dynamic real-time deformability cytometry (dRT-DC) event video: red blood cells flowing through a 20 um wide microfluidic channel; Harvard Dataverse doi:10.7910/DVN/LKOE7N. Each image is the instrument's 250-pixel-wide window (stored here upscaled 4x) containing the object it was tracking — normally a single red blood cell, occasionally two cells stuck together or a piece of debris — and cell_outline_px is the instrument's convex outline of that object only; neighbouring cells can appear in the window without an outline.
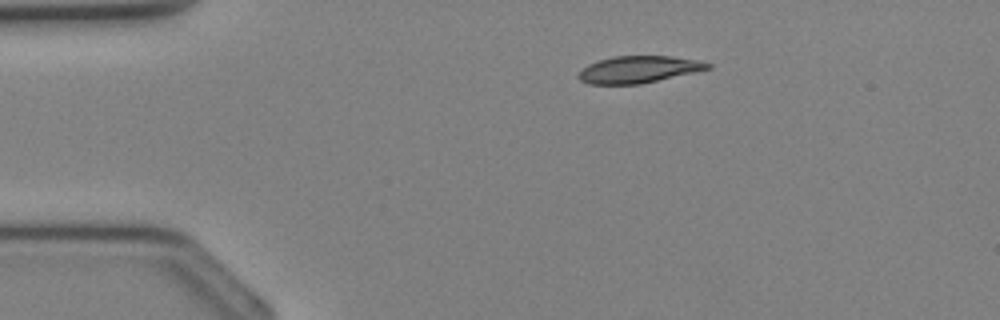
{"species": "Egyptian fruit bat (a non-hibernating species)", "species_latin": "Rousettus aegyptiacus", "temperature_condition": "cold", "stored_images_in_passage": 30, "camera_frame_rate_fps": 3000, "um_per_image_px": 0.085, "animal": {"sex": "female"}, "frame": {"image": 1, "passage_image": 1, "time_ms": 0.0, "image_size_px": [1000, 320], "cell_outline_px": [[712, 68], [696, 72], [640, 84], [588, 84], [580, 80], [576, 76], [588, 64], [612, 56], [672, 56], [700, 60], [712, 64]], "centroid_in_image_um": [54.31, 5.9], "position_along_channel_um": 30.7, "area_um2": 20.35}}
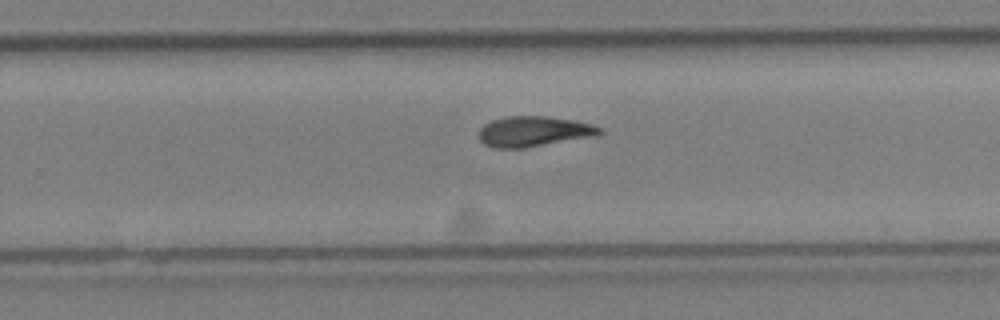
{"frame": {"image": 2, "passage_image": 17, "time_ms": 5.333, "image_size_px": [1000, 320], "cell_outline_px": [[604, 132], [600, 136], [524, 148], [492, 148], [484, 144], [480, 140], [480, 128], [484, 124], [492, 120], [508, 116], [544, 116], [572, 120], [592, 124], [600, 128]], "centroid_in_image_um": [45.41, 11.18], "position_along_channel_um": 284.4, "area_um2": 21.56}}
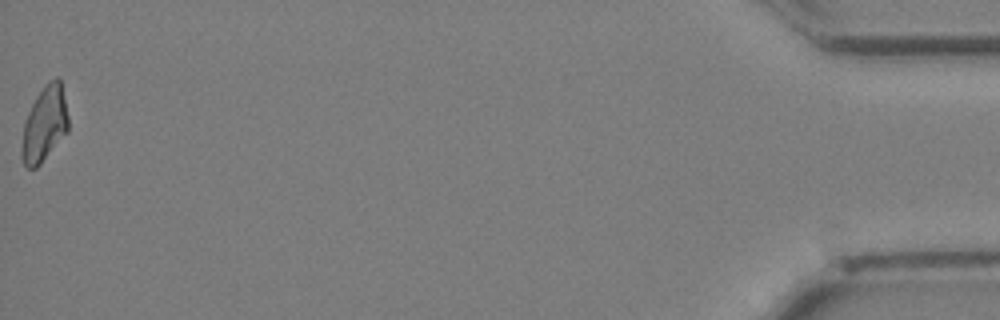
{"frame": {"image": 3, "passage_image": 30, "time_ms": 9.667, "image_size_px": [1000, 320], "cell_outline_px": [[68, 132], [40, 164], [36, 168], [28, 168], [24, 164], [20, 156], [20, 152], [24, 124], [28, 112], [36, 96], [44, 84], [48, 80], [56, 76], [60, 80], [68, 116]], "centroid_in_image_um": [3.77, 10.55], "position_along_channel_um": 431.4, "area_um2": 20.46}}